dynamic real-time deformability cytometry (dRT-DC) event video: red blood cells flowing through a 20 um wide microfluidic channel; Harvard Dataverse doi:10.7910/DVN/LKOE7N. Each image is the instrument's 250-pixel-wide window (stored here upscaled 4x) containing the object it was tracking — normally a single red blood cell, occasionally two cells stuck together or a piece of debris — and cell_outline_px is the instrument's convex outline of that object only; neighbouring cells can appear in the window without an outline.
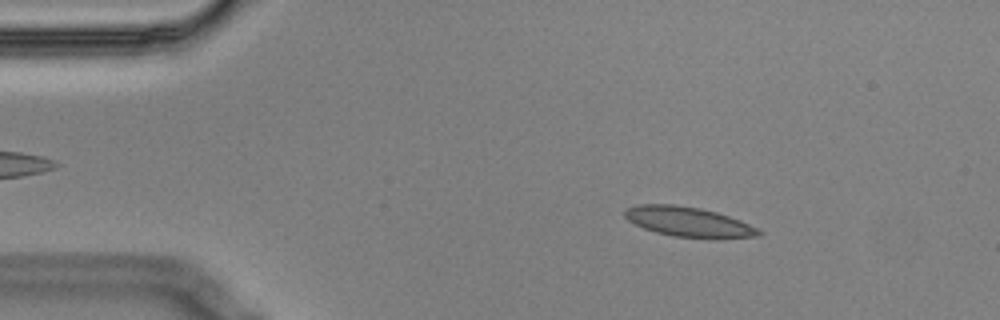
{"species": "Egyptian fruit bat (a non-hibernating species)", "species_latin": "Rousettus aegyptiacus", "temperature_condition": "cold", "stored_images_in_passage": 3, "camera_frame_rate_fps": 3000, "um_per_image_px": 0.085, "animal": {"sex": "male"}, "frame": {"image": 1, "passage_image": 1, "time_ms": 0.0, "image_size_px": [1000, 320], "cell_outline_px": [[764, 232], [760, 236], [720, 240], [712, 240], [672, 236], [656, 232], [644, 228], [628, 220], [624, 216], [624, 208], [640, 204], [676, 204], [700, 208], [716, 212], [740, 220]], "centroid_in_image_um": [58.57, 18.88], "position_along_channel_um": 26.4, "area_um2": 23.87}}